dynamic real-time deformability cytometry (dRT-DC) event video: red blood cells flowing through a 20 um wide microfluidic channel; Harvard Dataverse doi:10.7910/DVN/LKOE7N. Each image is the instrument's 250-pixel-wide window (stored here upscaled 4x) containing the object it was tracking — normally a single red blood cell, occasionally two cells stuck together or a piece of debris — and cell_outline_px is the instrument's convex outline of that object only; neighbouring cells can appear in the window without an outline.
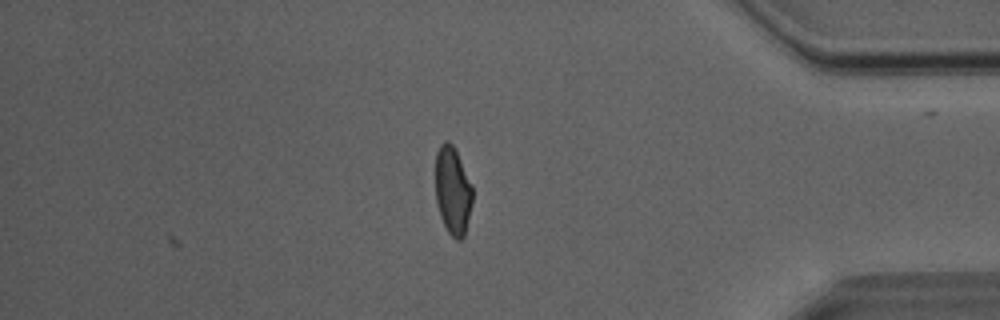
{"species": "Egyptian fruit bat (a non-hibernating species)", "species_latin": "Rousettus aegyptiacus", "temperature_condition": "room temperature", "stored_images_in_passage": 32, "camera_frame_rate_fps": 3000, "um_per_image_px": 0.085, "animal": {"sex": "male"}, "frame": {"image": 1, "passage_image": 32, "time_ms": 10.333, "image_size_px": [1000, 320], "cell_outline_px": [[472, 204], [464, 236], [460, 240], [456, 240], [448, 232], [440, 216], [436, 200], [436, 152], [440, 144], [444, 140], [448, 140], [456, 148], [472, 188]], "centroid_in_image_um": [38.47, 16.18], "position_along_channel_um": 396.7, "area_um2": 18.96}, "authors_computed_cell_mechanics": {"area_um2": 19.8254, "velocity_mm_per_s": 4.0736, "shape_relaxation_time_tau1_ms": 7.4722, "shape_relaxation_time_tau2_ms": 1.1449, "deformation_change_tau1": 0.1911, "deformation_change_tau2": 0.0612}}